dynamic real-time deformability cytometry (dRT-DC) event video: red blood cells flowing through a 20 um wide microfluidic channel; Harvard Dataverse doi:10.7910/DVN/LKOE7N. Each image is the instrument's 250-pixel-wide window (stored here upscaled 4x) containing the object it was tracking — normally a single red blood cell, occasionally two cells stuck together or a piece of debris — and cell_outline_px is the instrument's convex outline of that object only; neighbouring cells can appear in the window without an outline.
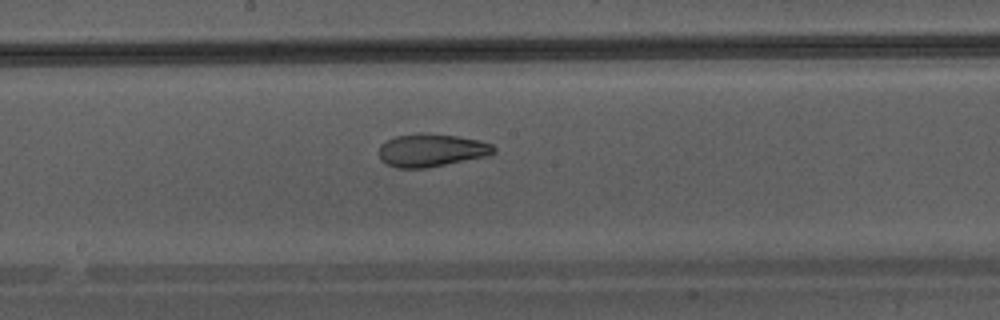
{"species": "Egyptian fruit bat (a non-hibernating species)", "species_latin": "Rousettus aegyptiacus", "temperature_condition": "warm", "stored_images_in_passage": 44, "camera_frame_rate_fps": 3000, "um_per_image_px": 0.085, "animal": {"sex": "male"}, "frame": {"image": 1, "passage_image": 26, "time_ms": 8.333, "image_size_px": [1000, 320], "cell_outline_px": [[496, 152], [488, 156], [424, 168], [396, 168], [380, 160], [380, 144], [396, 136], [416, 132], [424, 132], [456, 136], [480, 140], [492, 144], [496, 148]], "centroid_in_image_um": [36.68, 12.76], "position_along_channel_um": 211.5, "area_um2": 22.14}}